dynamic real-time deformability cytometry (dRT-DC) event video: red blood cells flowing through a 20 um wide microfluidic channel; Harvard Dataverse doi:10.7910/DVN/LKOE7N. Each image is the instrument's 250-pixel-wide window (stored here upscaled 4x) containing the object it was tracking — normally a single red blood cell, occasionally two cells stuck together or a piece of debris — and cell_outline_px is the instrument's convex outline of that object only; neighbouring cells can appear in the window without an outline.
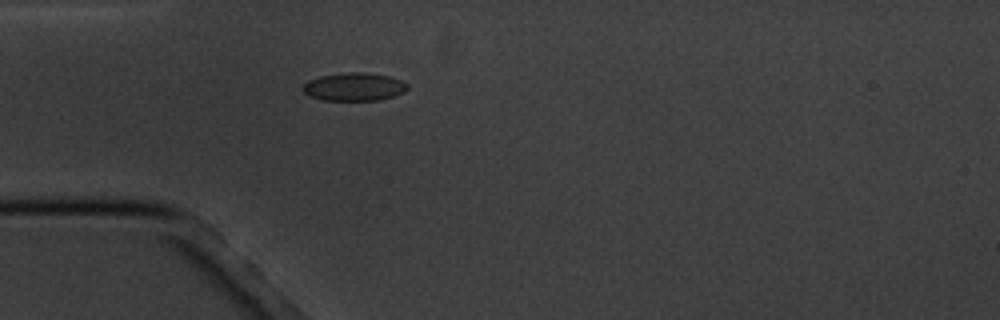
{"species": "common noctule bat (a hibernating species)", "species_latin": "Nyctalus noctula", "temperature_condition": "cold", "stored_images_in_passage": 1, "camera_frame_rate_fps": 3000, "um_per_image_px": 0.085, "animal": {"sex": "male", "body_mass_g": 20.1, "forearm_length_mm": 53.5}, "frame": {"image": 1, "passage_image": 1, "time_ms": 0.0, "image_size_px": [1000, 320], "cell_outline_px": [[408, 88], [404, 92], [380, 100], [324, 100], [308, 96], [300, 88], [308, 80], [320, 76], [348, 72], [364, 72], [388, 76], [400, 80], [408, 84]], "centroid_in_image_um": [30.07, 7.38], "position_along_channel_um": 54.9, "area_um2": 17.11}}